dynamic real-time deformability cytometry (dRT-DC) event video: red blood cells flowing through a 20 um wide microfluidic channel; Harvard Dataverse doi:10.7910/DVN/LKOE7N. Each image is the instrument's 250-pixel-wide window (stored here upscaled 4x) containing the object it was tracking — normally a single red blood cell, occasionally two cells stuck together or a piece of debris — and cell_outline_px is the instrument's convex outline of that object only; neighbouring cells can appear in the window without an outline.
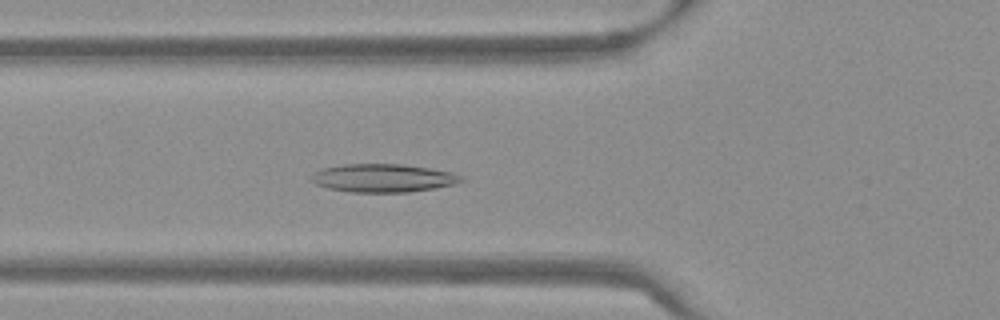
{"species": "Egyptian fruit bat (a non-hibernating species)", "species_latin": "Rousettus aegyptiacus", "temperature_condition": "warm", "stored_images_in_passage": 54, "camera_frame_rate_fps": 3000, "um_per_image_px": 0.085, "frame": {"image": 1, "passage_image": 20, "time_ms": 6.333, "image_size_px": [1000, 320], "cell_outline_px": [[464, 180], [452, 184], [432, 188], [408, 192], [352, 192], [328, 188], [316, 184], [308, 180], [320, 168], [344, 164], [404, 164], [452, 172], [464, 176]], "centroid_in_image_um": [32.53, 15.12], "position_along_channel_um": 93.3, "area_um2": 24.57}}
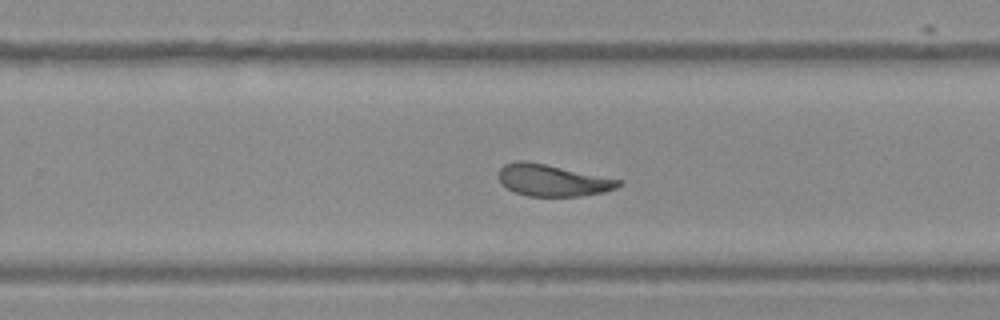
{"frame": {"image": 2, "passage_image": 35, "time_ms": 11.333, "image_size_px": [1000, 320], "cell_outline_px": [[624, 184], [616, 188], [604, 192], [580, 196], [528, 196], [516, 192], [500, 184], [496, 176], [500, 168], [504, 164], [516, 160], [524, 160], [624, 180]], "centroid_in_image_um": [46.96, 15.32], "position_along_channel_um": 282.8, "area_um2": 22.37}}
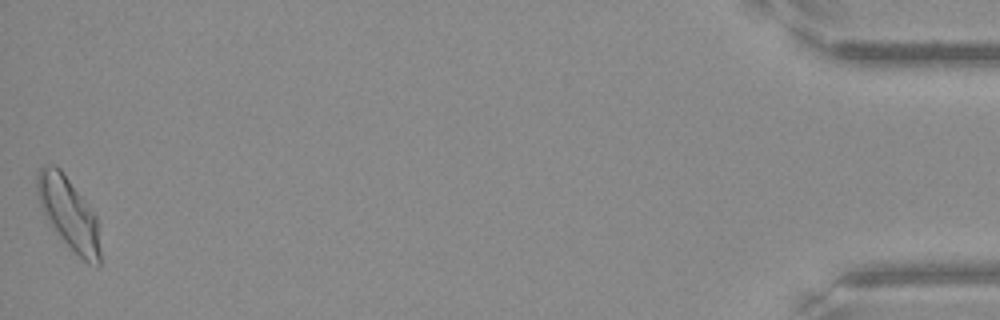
{"frame": {"image": 3, "passage_image": 54, "time_ms": 17.667, "image_size_px": [1000, 320], "cell_outline_px": [[100, 264], [96, 268], [88, 264], [48, 224], [44, 216], [36, 196], [36, 176], [40, 168], [44, 164], [56, 164], [60, 168], [88, 204], [96, 216], [100, 248]], "centroid_in_image_um": [5.8, 18.1], "position_along_channel_um": 429.4, "area_um2": 26.59}, "authors_computed_cell_mechanics": {"area_um2": 23.8425, "velocity_mm_per_s": 3.7822, "shape_relaxation_time_tau1_ms": null, "shape_relaxation_time_tau2_ms": 4.921, "deformation_change_tau1": null, "deformation_change_tau2": 0.1233}}